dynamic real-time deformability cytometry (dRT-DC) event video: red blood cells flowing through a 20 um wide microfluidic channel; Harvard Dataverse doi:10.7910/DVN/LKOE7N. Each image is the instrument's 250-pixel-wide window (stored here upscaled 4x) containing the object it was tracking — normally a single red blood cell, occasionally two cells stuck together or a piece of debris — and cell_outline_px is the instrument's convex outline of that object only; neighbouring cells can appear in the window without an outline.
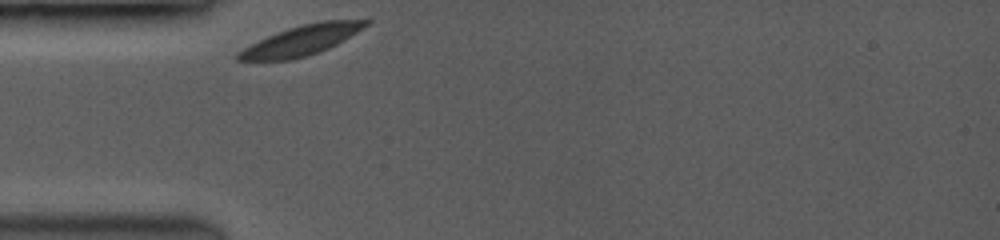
{"species": "common noctule bat (a hibernating species)", "species_latin": "Nyctalus noctula", "temperature_condition": "room temperature", "stored_images_in_passage": 46, "camera_frame_rate_fps": 3500, "um_per_image_px": 0.085, "animal": {"sex": "female", "body_mass_g": 19.0, "forearm_length_mm": 53.3}, "frame": {"image": 1, "passage_image": 1, "time_ms": 0.0, "image_size_px": [1000, 240], "cell_outline_px": [[372, 20], [364, 28], [344, 40], [320, 52], [292, 60], [236, 60], [236, 52], [276, 32], [288, 28], [320, 20]], "centroid_in_image_um": [25.64, 3.43], "position_along_channel_um": 59.4, "area_um2": 22.08}}
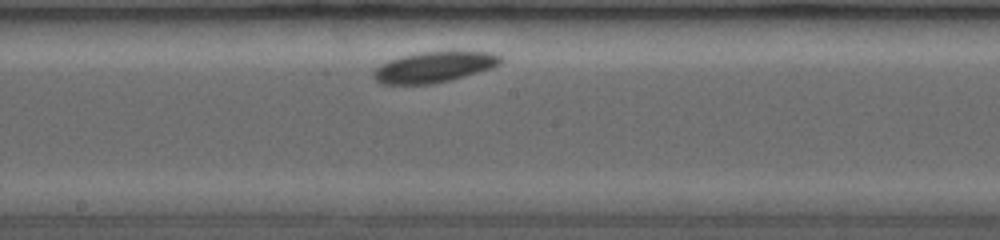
{"frame": {"image": 2, "passage_image": 21, "time_ms": 4.286, "image_size_px": [1000, 240], "cell_outline_px": [[504, 60], [500, 64], [492, 68], [464, 76], [448, 80], [428, 84], [380, 84], [372, 76], [372, 72], [380, 64], [388, 60], [400, 56], [420, 52], [492, 52], [504, 56]], "centroid_in_image_um": [36.89, 5.69], "position_along_channel_um": 211.3, "area_um2": 22.72}}
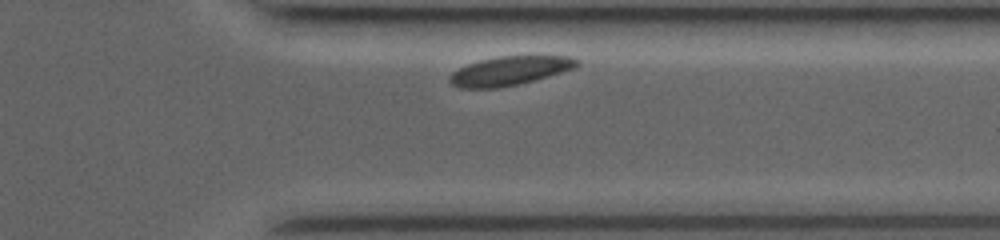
{"frame": {"image": 3, "passage_image": 42, "time_ms": 8.571, "image_size_px": [1000, 240], "cell_outline_px": [[580, 64], [572, 68], [560, 72], [532, 80], [516, 84], [496, 88], [460, 88], [452, 84], [452, 72], [468, 64], [480, 60], [496, 56], [568, 56], [580, 60]], "centroid_in_image_um": [43.33, 6.0], "position_along_channel_um": 368.1, "area_um2": 20.92}}